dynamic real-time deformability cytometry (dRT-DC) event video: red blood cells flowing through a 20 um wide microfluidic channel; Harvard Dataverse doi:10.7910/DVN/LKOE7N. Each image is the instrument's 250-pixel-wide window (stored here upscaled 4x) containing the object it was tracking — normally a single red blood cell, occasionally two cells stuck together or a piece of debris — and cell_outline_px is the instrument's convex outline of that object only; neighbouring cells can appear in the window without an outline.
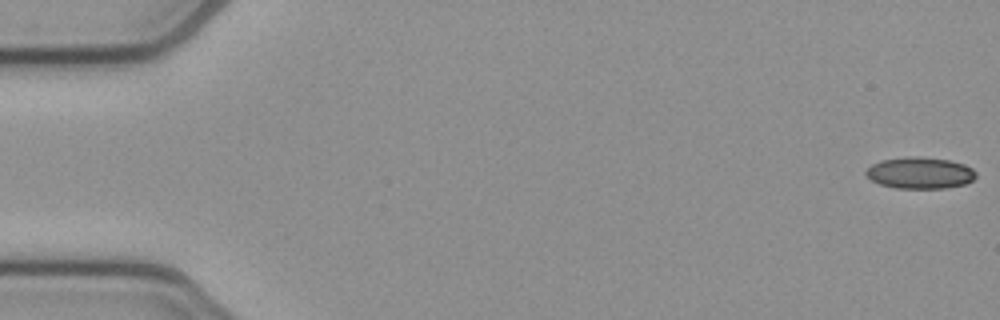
{"species": "common noctule bat (a hibernating species)", "species_latin": "Nyctalus noctula", "temperature_condition": "cold", "stored_images_in_passage": 34, "camera_frame_rate_fps": 3000, "um_per_image_px": 0.085, "animal": {"sex": "female", "body_mass_g": 21.9}, "frame": {"image": 1, "passage_image": 1, "time_ms": 0.0, "image_size_px": [1000, 320], "cell_outline_px": [[976, 176], [972, 180], [964, 184], [944, 188], [896, 188], [880, 184], [872, 180], [864, 172], [872, 164], [880, 160], [904, 156], [920, 156], [948, 160], [964, 164], [972, 168], [976, 172]], "centroid_in_image_um": [78.19, 14.68], "position_along_channel_um": 6.8, "area_um2": 20.23}}